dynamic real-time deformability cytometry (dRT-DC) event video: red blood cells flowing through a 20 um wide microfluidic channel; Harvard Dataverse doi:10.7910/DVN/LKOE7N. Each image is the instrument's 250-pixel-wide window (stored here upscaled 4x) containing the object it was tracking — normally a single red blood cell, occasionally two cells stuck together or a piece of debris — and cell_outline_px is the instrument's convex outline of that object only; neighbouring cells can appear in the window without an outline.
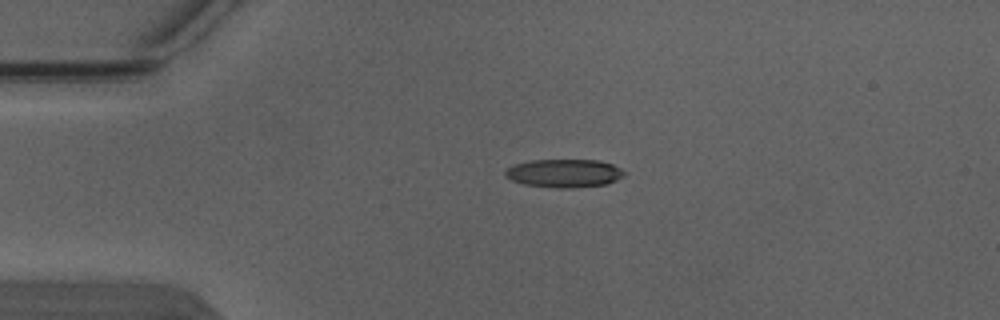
{"species": "Egyptian fruit bat (a non-hibernating species)", "species_latin": "Rousettus aegyptiacus", "temperature_condition": "warm", "stored_images_in_passage": 4, "camera_frame_rate_fps": 3000, "um_per_image_px": 0.085, "animal": {"sex": "male"}, "frame": {"image": 1, "passage_image": 3, "time_ms": 0.667, "image_size_px": [1000, 320], "cell_outline_px": [[624, 176], [616, 180], [604, 184], [572, 188], [560, 188], [524, 184], [512, 180], [504, 176], [504, 172], [512, 164], [532, 160], [596, 160], [612, 164], [620, 168], [624, 172]], "centroid_in_image_um": [47.92, 14.72], "position_along_channel_um": 37.1, "area_um2": 19.48}}